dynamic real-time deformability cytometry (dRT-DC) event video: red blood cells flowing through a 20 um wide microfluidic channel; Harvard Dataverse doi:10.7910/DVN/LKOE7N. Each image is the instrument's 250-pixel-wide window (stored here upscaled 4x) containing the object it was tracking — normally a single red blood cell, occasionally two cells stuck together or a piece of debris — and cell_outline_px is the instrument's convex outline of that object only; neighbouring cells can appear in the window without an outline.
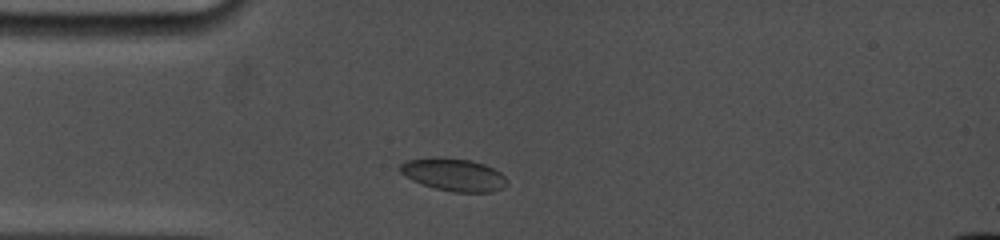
{"species": "common noctule bat (a hibernating species)", "species_latin": "Nyctalus noctula", "temperature_condition": "cold", "stored_images_in_passage": 37, "camera_frame_rate_fps": 5000, "um_per_image_px": 0.085, "animal": {"sex": "female", "body_mass_g": 19.0, "forearm_length_mm": 53.3}, "frame": {"image": 1, "passage_image": 4, "time_ms": 1.0, "image_size_px": [1000, 240], "cell_outline_px": [[508, 184], [504, 188], [492, 192], [452, 192], [436, 188], [412, 180], [404, 176], [396, 168], [400, 164], [408, 160], [436, 156], [440, 156], [472, 160], [484, 164], [500, 172], [508, 180]], "centroid_in_image_um": [38.56, 14.83], "position_along_channel_um": 46.4, "area_um2": 20.63}}
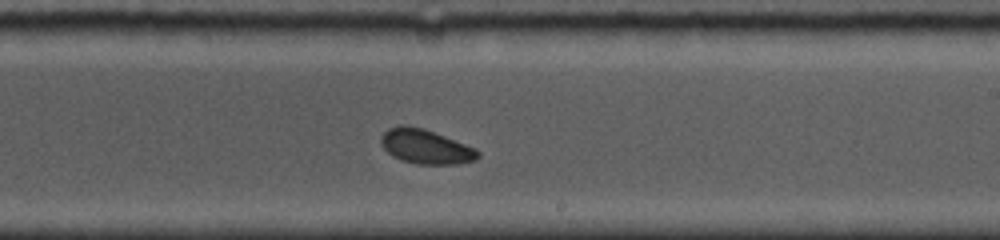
{"frame": {"image": 2, "passage_image": 22, "time_ms": 6.8, "image_size_px": [1000, 240], "cell_outline_px": [[480, 156], [476, 160], [456, 164], [416, 164], [400, 160], [392, 156], [380, 144], [380, 136], [388, 128], [400, 124], [408, 124], [424, 128], [476, 148], [480, 152]], "centroid_in_image_um": [36.16, 12.45], "position_along_channel_um": 252.8, "area_um2": 19.77}}
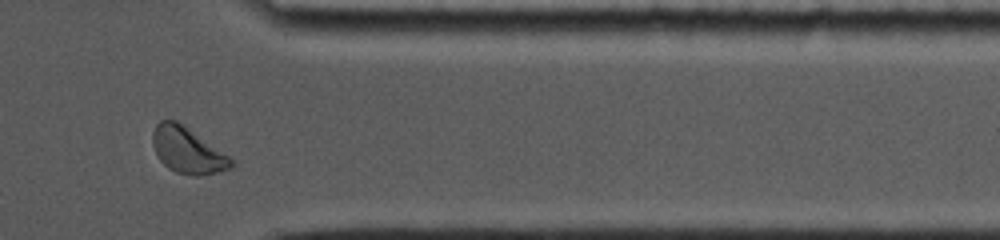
{"frame": {"image": 3, "passage_image": 35, "time_ms": 10.6, "image_size_px": [1000, 240], "cell_outline_px": [[236, 164], [232, 168], [200, 176], [192, 176], [176, 172], [168, 168], [156, 156], [152, 144], [152, 132], [156, 124], [160, 120], [176, 120], [236, 160]], "centroid_in_image_um": [15.95, 12.79], "position_along_channel_um": 395.5, "area_um2": 21.27}, "authors_computed_cell_mechanics": {"area_um2": 19.363, "velocity_mm_per_s": 3.7783, "shape_relaxation_time_tau1_ms": 4.3033, "shape_relaxation_time_tau2_ms": 2.8048, "deformation_change_tau1": 0.0888, "deformation_change_tau2": 0.0607}}